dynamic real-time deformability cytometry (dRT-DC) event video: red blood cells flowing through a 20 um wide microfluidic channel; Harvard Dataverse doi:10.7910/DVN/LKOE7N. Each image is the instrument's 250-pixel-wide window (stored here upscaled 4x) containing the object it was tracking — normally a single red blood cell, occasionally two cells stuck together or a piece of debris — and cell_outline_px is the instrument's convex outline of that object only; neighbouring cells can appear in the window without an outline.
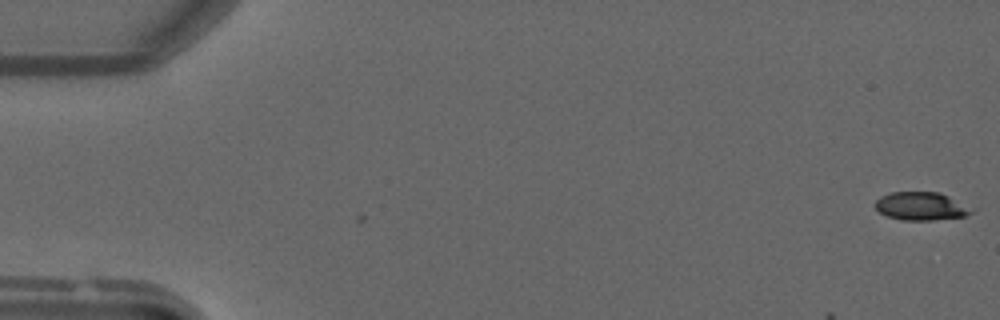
{"species": "common noctule bat (a hibernating species)", "species_latin": "Nyctalus noctula", "temperature_condition": "warm", "stored_images_in_passage": 7, "camera_frame_rate_fps": 3000, "um_per_image_px": 0.085, "animal": {"sex": "male", "forearm_length_mm": 52.5}, "frame": {"image": 1, "passage_image": 1, "time_ms": 0.0, "image_size_px": [1000, 320], "cell_outline_px": [[976, 208], [972, 212], [964, 216], [932, 220], [904, 220], [888, 216], [880, 212], [872, 204], [880, 196], [892, 192], [940, 192]], "centroid_in_image_um": [78.31, 17.51], "position_along_channel_um": 6.7, "area_um2": 15.95}}